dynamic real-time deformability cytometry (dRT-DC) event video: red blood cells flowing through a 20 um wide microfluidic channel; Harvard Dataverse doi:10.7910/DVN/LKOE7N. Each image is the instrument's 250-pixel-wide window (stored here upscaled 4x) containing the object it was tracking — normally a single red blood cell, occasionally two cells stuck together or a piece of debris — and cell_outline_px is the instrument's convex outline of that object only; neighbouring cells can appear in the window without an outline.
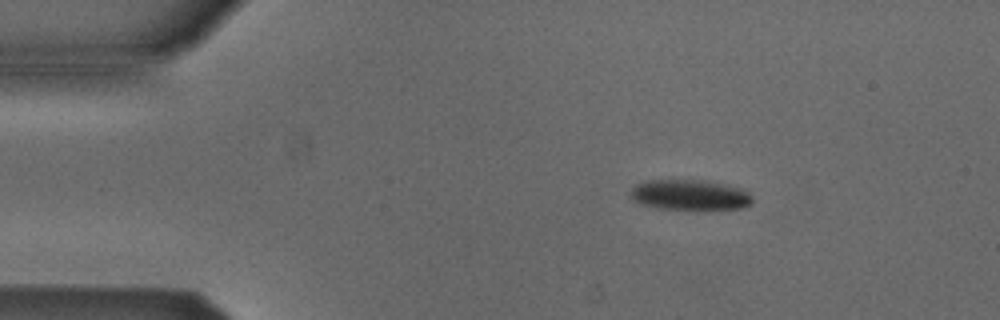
{"species": "Egyptian fruit bat (a non-hibernating species)", "species_latin": "Rousettus aegyptiacus", "temperature_condition": "cold", "stored_images_in_passage": 3, "camera_frame_rate_fps": 3000, "um_per_image_px": 0.085, "animal": {"sex": "male"}, "frame": {"image": 1, "passage_image": 1, "time_ms": 0.0, "image_size_px": [1000, 320], "cell_outline_px": [[752, 204], [740, 208], [660, 208], [640, 204], [632, 200], [628, 196], [632, 188], [636, 184], [644, 180], [704, 180], [748, 188], [752, 192]], "centroid_in_image_um": [58.66, 16.53], "position_along_channel_um": 26.3, "area_um2": 21.79}}